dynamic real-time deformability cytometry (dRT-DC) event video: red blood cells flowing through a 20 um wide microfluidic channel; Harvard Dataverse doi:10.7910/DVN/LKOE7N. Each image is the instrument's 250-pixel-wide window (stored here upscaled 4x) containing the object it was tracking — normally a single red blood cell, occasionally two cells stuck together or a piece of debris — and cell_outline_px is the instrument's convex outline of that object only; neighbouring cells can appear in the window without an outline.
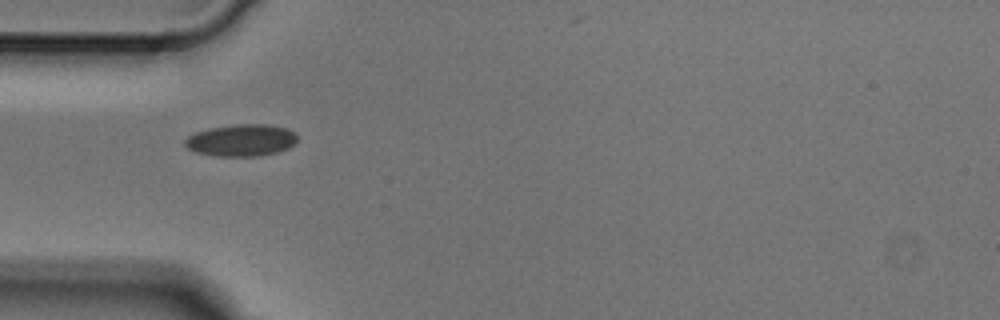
{"species": "Egyptian fruit bat (a non-hibernating species)", "species_latin": "Rousettus aegyptiacus", "temperature_condition": "cold", "stored_images_in_passage": 3, "camera_frame_rate_fps": 3000, "um_per_image_px": 0.085, "animal": {"sex": "male"}, "frame": {"image": 1, "passage_image": 1, "time_ms": 0.0, "image_size_px": [1000, 320], "cell_outline_px": [[296, 144], [288, 148], [276, 152], [260, 156], [212, 156], [196, 152], [188, 148], [184, 144], [184, 140], [188, 136], [196, 132], [212, 128], [236, 124], [264, 124], [284, 128], [292, 132], [296, 136]], "centroid_in_image_um": [20.49, 11.93], "position_along_channel_um": 64.5, "area_um2": 20.75}}
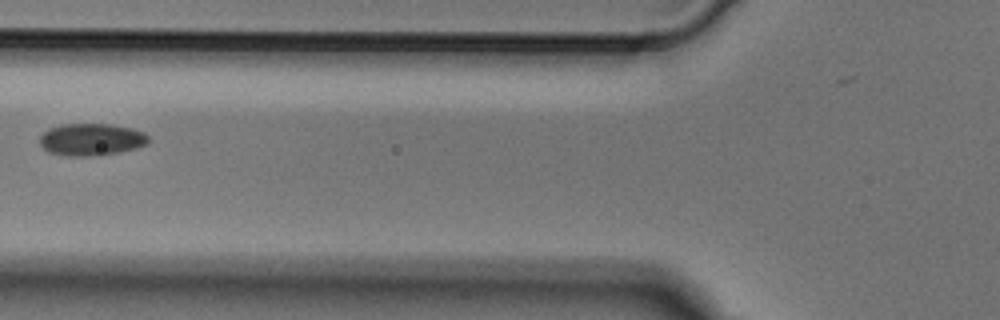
{"frame": {"image": 2, "passage_image": 2, "time_ms": 0.333, "image_size_px": [1000, 320], "cell_outline_px": [[148, 144], [136, 148], [116, 152], [88, 156], [68, 156], [48, 152], [40, 144], [40, 136], [48, 128], [60, 124], [112, 124], [132, 128], [144, 132], [148, 136]], "centroid_in_image_um": [7.75, 11.84], "position_along_channel_um": 118.1, "area_um2": 20.35}}
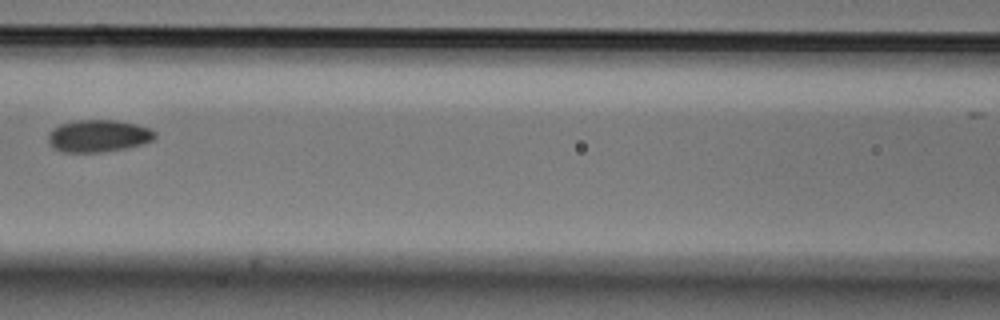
{"frame": {"image": 3, "passage_image": 3, "time_ms": 0.667, "image_size_px": [1000, 320], "cell_outline_px": [[156, 136], [152, 140], [140, 144], [124, 148], [104, 152], [60, 152], [52, 148], [48, 144], [48, 136], [52, 128], [60, 124], [76, 120], [116, 120], [136, 124], [148, 128], [156, 132]], "centroid_in_image_um": [8.31, 11.55], "position_along_channel_um": 158.3, "area_um2": 20.11}}